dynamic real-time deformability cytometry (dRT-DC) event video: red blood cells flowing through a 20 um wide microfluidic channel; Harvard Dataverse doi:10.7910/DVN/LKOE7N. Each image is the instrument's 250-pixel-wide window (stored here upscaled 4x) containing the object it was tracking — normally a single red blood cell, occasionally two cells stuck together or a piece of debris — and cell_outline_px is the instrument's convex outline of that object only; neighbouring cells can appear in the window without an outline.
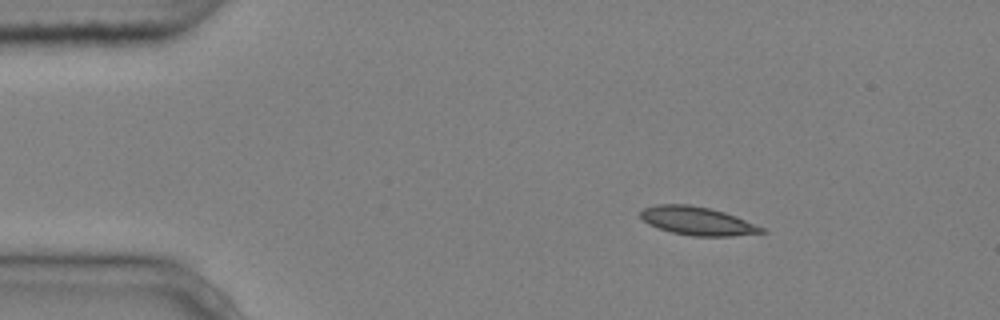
{"species": "common noctule bat (a hibernating species)", "species_latin": "Nyctalus noctula", "temperature_condition": "cold", "stored_images_in_passage": 3, "camera_frame_rate_fps": 3000, "um_per_image_px": 0.085, "animal": {"sex": "male", "body_mass_g": 20.4}, "frame": {"image": 1, "passage_image": 1, "time_ms": 0.0, "image_size_px": [1000, 320], "cell_outline_px": [[768, 232], [732, 236], [692, 236], [672, 232], [648, 224], [640, 216], [640, 212], [644, 208], [656, 204], [688, 204], [708, 208], [724, 212], [736, 216], [764, 228]], "centroid_in_image_um": [59.28, 18.78], "position_along_channel_um": 25.7, "area_um2": 19.88}}